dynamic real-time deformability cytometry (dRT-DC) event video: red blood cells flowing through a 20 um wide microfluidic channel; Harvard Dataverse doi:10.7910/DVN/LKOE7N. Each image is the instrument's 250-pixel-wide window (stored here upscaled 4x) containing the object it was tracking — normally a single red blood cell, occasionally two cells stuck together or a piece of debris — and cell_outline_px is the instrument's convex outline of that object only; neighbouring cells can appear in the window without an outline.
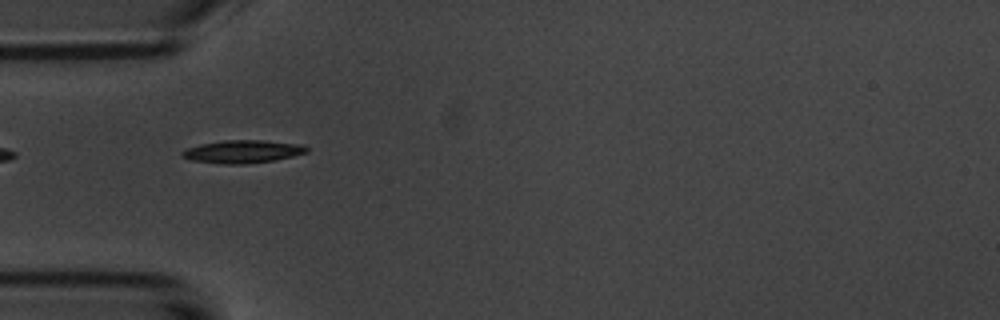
{"species": "common noctule bat (a hibernating species)", "species_latin": "Nyctalus noctula", "temperature_condition": "room temperature", "stored_images_in_passage": 33, "camera_frame_rate_fps": 3000, "um_per_image_px": 0.085, "animal": {"sex": "male", "body_mass_g": 20.1, "forearm_length_mm": 53.5}, "frame": {"image": 1, "passage_image": 1, "time_ms": 0.0, "image_size_px": [1000, 320], "cell_outline_px": [[308, 152], [292, 156], [272, 160], [244, 164], [224, 164], [192, 160], [180, 156], [180, 152], [184, 148], [200, 144], [224, 140], [264, 140], [304, 144], [308, 148]], "centroid_in_image_um": [20.6, 12.87], "position_along_channel_um": 64.4, "area_um2": 16.7}}
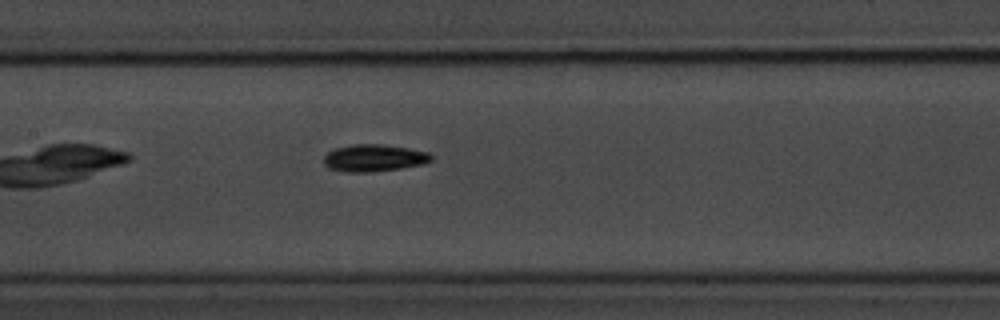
{"frame": {"image": 2, "passage_image": 10, "time_ms": 3.0, "image_size_px": [1000, 320], "cell_outline_px": [[432, 160], [424, 164], [400, 168], [372, 172], [348, 172], [328, 168], [324, 164], [324, 156], [328, 152], [336, 148], [352, 144], [384, 144], [408, 148], [428, 152], [432, 156]], "centroid_in_image_um": [31.79, 13.42], "position_along_channel_um": 175.6, "area_um2": 16.99}, "authors_computed_cell_mechanics": {"area_um2": 15.7794, "velocity_mm_per_s": 3.7095, "shape_relaxation_time_tau1_ms": 1.992, "shape_relaxation_time_tau2_ms": null, "deformation_change_tau1": 0.1351, "deformation_change_tau2": null}}